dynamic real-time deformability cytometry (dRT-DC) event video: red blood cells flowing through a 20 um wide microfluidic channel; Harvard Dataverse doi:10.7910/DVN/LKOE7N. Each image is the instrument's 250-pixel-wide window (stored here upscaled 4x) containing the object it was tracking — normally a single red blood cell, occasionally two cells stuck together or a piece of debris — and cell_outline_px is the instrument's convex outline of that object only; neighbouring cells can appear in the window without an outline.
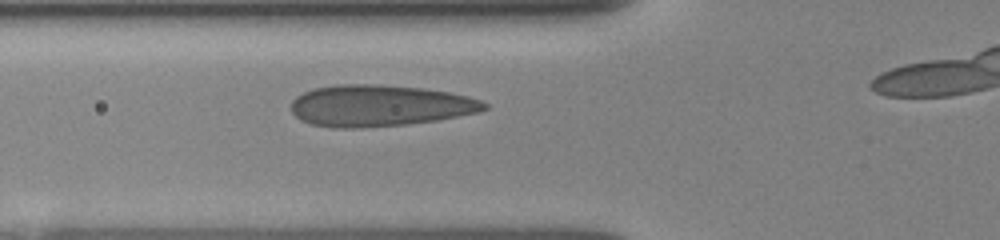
{"species": "human", "species_latin": "Homo sapiens", "temperature_condition": "room temperature", "stored_images_in_passage": 4, "camera_frame_rate_fps": 3000, "um_per_image_px": 0.085, "donor": {"sex": "female"}, "frame": {"image": 1, "passage_image": 4, "time_ms": 1.0, "image_size_px": [1000, 240], "cell_outline_px": [[488, 108], [480, 112], [436, 120], [408, 124], [360, 128], [332, 128], [312, 124], [300, 120], [292, 112], [292, 100], [296, 96], [312, 88], [336, 84], [380, 84], [420, 88], [448, 92], [468, 96], [480, 100], [488, 104]], "centroid_in_image_um": [32.24, 8.98], "position_along_channel_um": 93.6, "area_um2": 46.88}}